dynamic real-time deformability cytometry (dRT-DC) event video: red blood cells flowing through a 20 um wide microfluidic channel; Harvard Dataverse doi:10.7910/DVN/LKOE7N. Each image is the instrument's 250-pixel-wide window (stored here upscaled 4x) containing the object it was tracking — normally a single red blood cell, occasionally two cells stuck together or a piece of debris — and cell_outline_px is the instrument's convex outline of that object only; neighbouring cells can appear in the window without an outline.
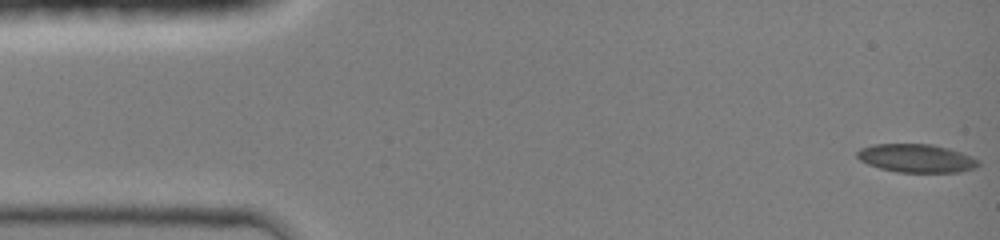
{"species": "common noctule bat (a hibernating species)", "species_latin": "Nyctalus noctula", "temperature_condition": "room temperature", "stored_images_in_passage": 45, "camera_frame_rate_fps": 3000, "um_per_image_px": 0.085, "animal": {"sex": "female", "body_mass_g": 19.0, "forearm_length_mm": 51.5}, "frame": {"image": 1, "passage_image": 1, "time_ms": 0.0, "image_size_px": [1000, 240], "cell_outline_px": [[980, 164], [976, 168], [960, 172], [896, 172], [880, 168], [868, 164], [860, 160], [856, 156], [856, 152], [860, 148], [872, 144], [932, 144], [948, 148], [972, 156], [980, 160]], "centroid_in_image_um": [77.9, 13.45], "position_along_channel_um": 7.1, "area_um2": 20.17}}
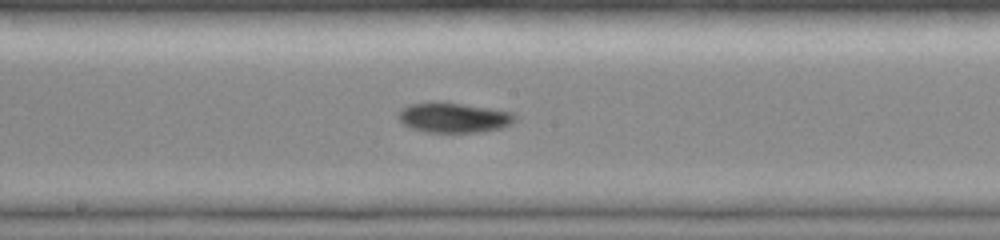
{"frame": {"image": 2, "passage_image": 24, "time_ms": 7.667, "image_size_px": [1000, 240], "cell_outline_px": [[516, 120], [512, 124], [500, 128], [484, 132], [428, 132], [412, 128], [404, 124], [396, 116], [400, 108], [408, 104], [432, 100], [444, 100], [512, 112], [516, 116]], "centroid_in_image_um": [38.53, 9.96], "position_along_channel_um": 209.7, "area_um2": 21.04}}
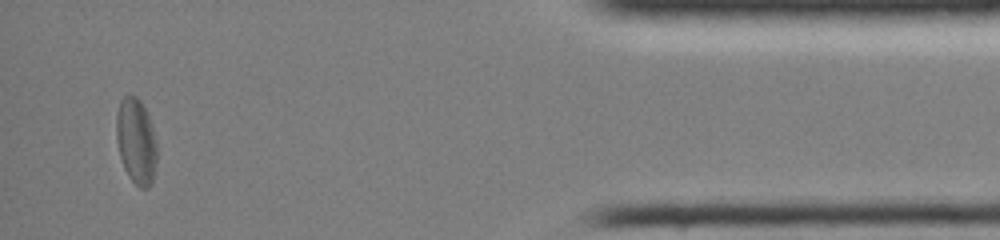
{"frame": {"image": 3, "passage_image": 43, "time_ms": 14.0, "image_size_px": [1000, 240], "cell_outline_px": [[156, 164], [152, 180], [148, 188], [140, 188], [128, 176], [124, 168], [120, 156], [116, 140], [116, 116], [120, 100], [124, 96], [136, 96], [140, 100], [152, 124], [156, 140]], "centroid_in_image_um": [11.56, 12.0], "position_along_channel_um": 423.6, "area_um2": 20.23}, "authors_computed_cell_mechanics": {"area_um2": 19.941, "velocity_mm_per_s": 4.2201, "shape_relaxation_time_tau1_ms": null, "shape_relaxation_time_tau2_ms": 6.8551, "deformation_change_tau1": null, "deformation_change_tau2": 0.1192}}